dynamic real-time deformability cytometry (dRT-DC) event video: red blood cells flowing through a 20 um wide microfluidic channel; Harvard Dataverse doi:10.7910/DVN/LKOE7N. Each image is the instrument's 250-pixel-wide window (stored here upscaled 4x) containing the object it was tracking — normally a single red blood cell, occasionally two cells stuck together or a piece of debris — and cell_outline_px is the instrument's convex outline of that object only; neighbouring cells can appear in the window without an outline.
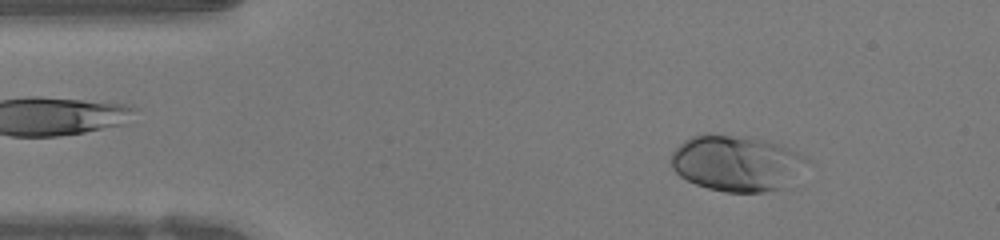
{"species": "human", "species_latin": "Homo sapiens", "temperature_condition": "warm", "stored_images_in_passage": 46, "camera_frame_rate_fps": 3000, "um_per_image_px": 0.085, "donor": {"sex": "female"}, "frame": {"image": 1, "passage_image": 5, "time_ms": 1.333, "image_size_px": [1000, 240], "cell_outline_px": [[812, 160], [784, 188], [764, 192], [724, 192], [708, 188], [696, 184], [680, 176], [672, 168], [672, 152], [684, 140], [692, 136], [704, 132], [708, 132], [748, 136], [784, 144], [808, 156]], "centroid_in_image_um": [62.66, 13.83], "position_along_channel_um": 22.3, "area_um2": 45.2}}
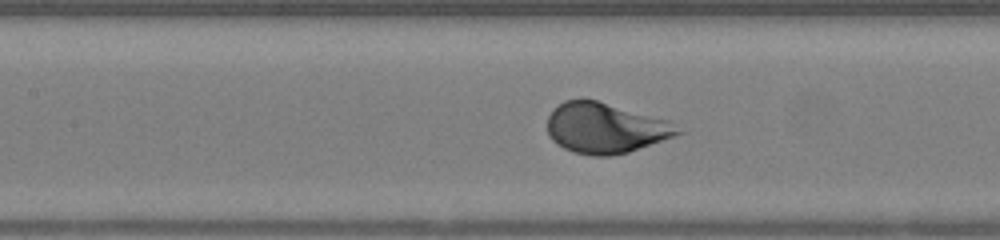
{"frame": {"image": 2, "passage_image": 19, "time_ms": 6.0, "image_size_px": [1000, 240], "cell_outline_px": [[684, 132], [676, 136], [628, 152], [612, 156], [592, 156], [572, 152], [556, 144], [548, 136], [548, 116], [552, 108], [564, 100], [596, 100], [672, 120]], "centroid_in_image_um": [51.48, 10.89], "position_along_channel_um": 155.9, "area_um2": 38.78}}
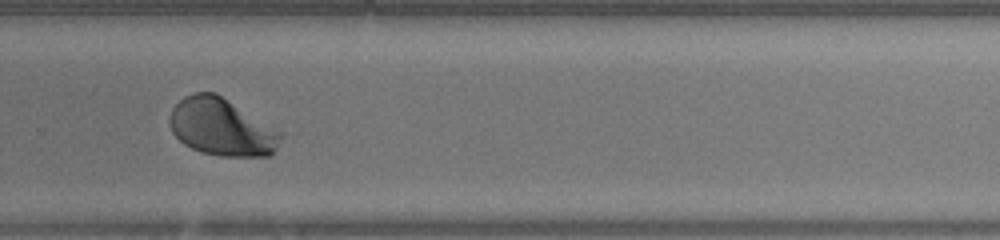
{"frame": {"image": 3, "passage_image": 30, "time_ms": 9.667, "image_size_px": [1000, 240], "cell_outline_px": [[284, 132], [272, 152], [268, 156], [220, 156], [200, 152], [184, 144], [172, 132], [168, 120], [168, 116], [172, 108], [184, 96], [196, 92], [216, 92]], "centroid_in_image_um": [18.82, 10.79], "position_along_channel_um": 311.0, "area_um2": 37.28}}